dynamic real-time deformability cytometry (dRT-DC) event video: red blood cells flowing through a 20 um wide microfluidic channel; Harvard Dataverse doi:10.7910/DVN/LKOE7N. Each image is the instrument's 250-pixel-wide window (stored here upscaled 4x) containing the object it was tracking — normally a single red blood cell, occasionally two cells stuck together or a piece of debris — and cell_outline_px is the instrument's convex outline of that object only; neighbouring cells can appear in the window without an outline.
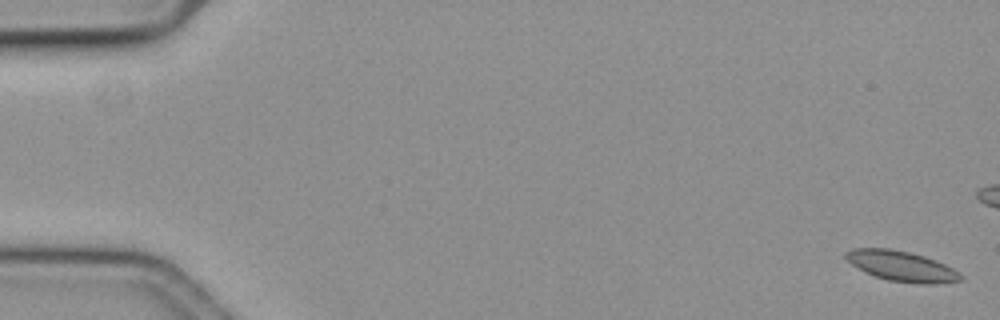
{"species": "common noctule bat (a hibernating species)", "species_latin": "Nyctalus noctula", "temperature_condition": "cold", "stored_images_in_passage": 19, "camera_frame_rate_fps": 3000, "um_per_image_px": 0.085, "animal": {"sex": "female", "body_mass_g": 19.3, "forearm_length_mm": 54.1}, "frame": {"image": 1, "passage_image": 1, "time_ms": 0.0, "image_size_px": [1000, 320], "cell_outline_px": [[964, 280], [936, 284], [920, 284], [888, 280], [876, 276], [852, 264], [844, 256], [844, 252], [852, 248], [888, 248], [908, 252], [924, 256], [936, 260], [960, 272], [964, 276]], "centroid_in_image_um": [76.69, 22.62], "position_along_channel_um": 8.3, "area_um2": 20.17}}